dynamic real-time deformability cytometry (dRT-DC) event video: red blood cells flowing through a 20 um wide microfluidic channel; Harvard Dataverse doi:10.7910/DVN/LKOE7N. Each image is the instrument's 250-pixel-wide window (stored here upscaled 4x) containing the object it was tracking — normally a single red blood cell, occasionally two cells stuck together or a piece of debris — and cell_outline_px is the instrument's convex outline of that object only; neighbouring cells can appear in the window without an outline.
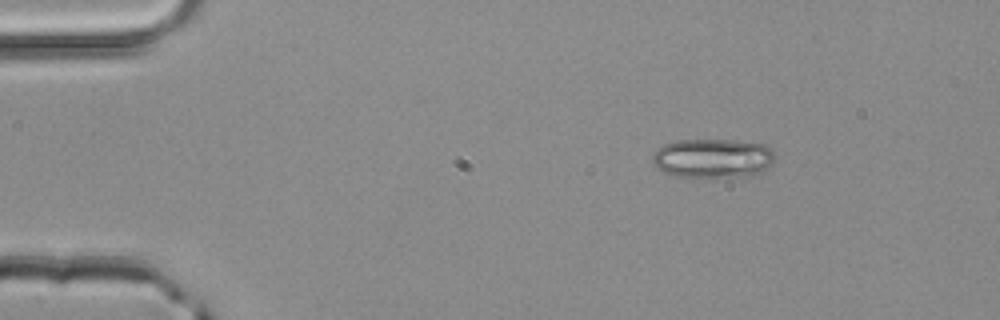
{"species": "common noctule bat (a hibernating species)", "species_latin": "Nyctalus noctula", "temperature_condition": "room temperature", "stored_images_in_passage": 3, "camera_frame_rate_fps": 3000, "um_per_image_px": 0.085, "animal": {"sex": "male", "body_mass_g": 20.4}, "frame": {"image": 1, "passage_image": 1, "time_ms": 0.0, "image_size_px": [1000, 320], "cell_outline_px": [[772, 164], [760, 172], [752, 176], [676, 176], [664, 172], [656, 168], [652, 164], [652, 156], [656, 148], [664, 144], [676, 140], [736, 140], [764, 144], [772, 148]], "centroid_in_image_um": [60.55, 13.43], "position_along_channel_um": 24.5, "area_um2": 27.98}}